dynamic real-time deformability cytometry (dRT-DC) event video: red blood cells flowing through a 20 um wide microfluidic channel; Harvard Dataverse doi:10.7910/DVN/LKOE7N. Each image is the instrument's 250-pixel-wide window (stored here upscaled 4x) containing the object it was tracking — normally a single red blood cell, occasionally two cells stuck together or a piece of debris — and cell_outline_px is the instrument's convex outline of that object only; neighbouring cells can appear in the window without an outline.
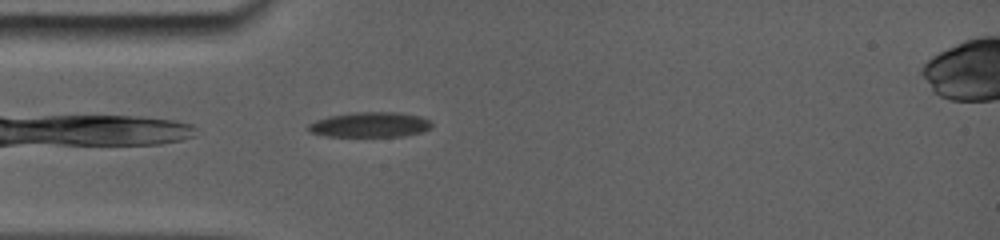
{"species": "common noctule bat (a hibernating species)", "species_latin": "Nyctalus noctula", "temperature_condition": "room temperature", "stored_images_in_passage": 2, "camera_frame_rate_fps": 5000, "um_per_image_px": 0.085, "animal": {"sex": "female", "body_mass_g": 19.0, "forearm_length_mm": 56.7}, "frame": {"image": 1, "passage_image": 1, "time_ms": 0.0, "image_size_px": [1000, 240], "cell_outline_px": [[432, 124], [428, 128], [416, 132], [396, 136], [332, 136], [312, 132], [308, 128], [308, 124], [316, 120], [328, 116], [352, 112], [396, 112], [420, 116], [428, 120]], "centroid_in_image_um": [31.4, 10.57], "position_along_channel_um": 53.6, "area_um2": 17.51}}